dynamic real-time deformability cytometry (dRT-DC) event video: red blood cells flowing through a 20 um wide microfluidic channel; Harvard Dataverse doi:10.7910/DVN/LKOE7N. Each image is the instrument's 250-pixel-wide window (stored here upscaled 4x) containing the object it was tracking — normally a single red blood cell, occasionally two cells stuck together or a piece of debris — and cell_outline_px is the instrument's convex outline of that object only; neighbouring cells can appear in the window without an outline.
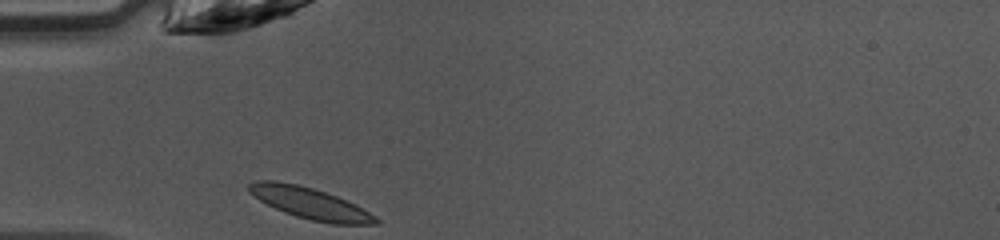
{"species": "common noctule bat (a hibernating species)", "species_latin": "Nyctalus noctula", "temperature_condition": "warm", "stored_images_in_passage": 27, "camera_frame_rate_fps": 3000, "um_per_image_px": 0.085, "animal": {"sex": "female", "body_mass_g": 10.0, "forearm_length_mm": 53.1}, "frame": {"image": 1, "passage_image": 1, "time_ms": 0.0, "image_size_px": [1000, 240], "cell_outline_px": [[380, 224], [332, 224], [312, 220], [296, 216], [284, 212], [260, 200], [248, 192], [248, 184], [256, 180], [276, 180], [296, 184], [312, 188], [336, 196], [376, 216], [380, 220]], "centroid_in_image_um": [26.32, 17.27], "position_along_channel_um": 58.7, "area_um2": 22.77}}
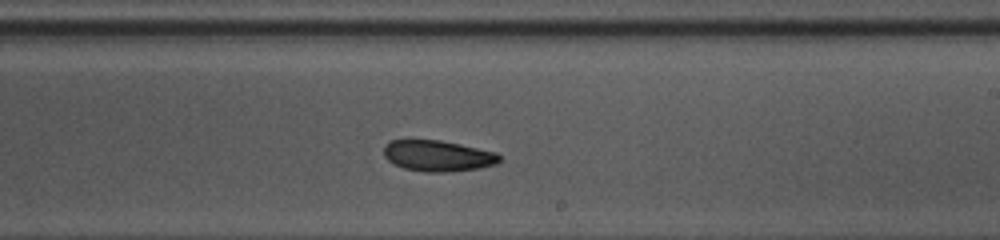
{"frame": {"image": 2, "passage_image": 15, "time_ms": 4.667, "image_size_px": [1000, 240], "cell_outline_px": [[500, 160], [496, 164], [480, 168], [444, 172], [424, 172], [404, 168], [388, 160], [384, 156], [384, 144], [388, 140], [408, 136], [440, 140], [460, 144], [496, 152], [500, 156]], "centroid_in_image_um": [37.13, 13.19], "position_along_channel_um": 251.9, "area_um2": 21.62}}
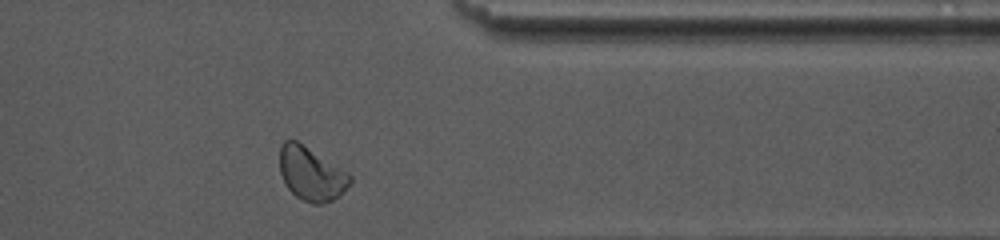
{"frame": {"image": 3, "passage_image": 25, "time_ms": 8.0, "image_size_px": [1000, 240], "cell_outline_px": [[352, 180], [332, 200], [320, 204], [312, 204], [296, 196], [288, 188], [280, 172], [280, 148], [284, 140], [296, 140], [348, 172], [352, 176]], "centroid_in_image_um": [26.43, 14.76], "position_along_channel_um": 385.0, "area_um2": 21.44}}